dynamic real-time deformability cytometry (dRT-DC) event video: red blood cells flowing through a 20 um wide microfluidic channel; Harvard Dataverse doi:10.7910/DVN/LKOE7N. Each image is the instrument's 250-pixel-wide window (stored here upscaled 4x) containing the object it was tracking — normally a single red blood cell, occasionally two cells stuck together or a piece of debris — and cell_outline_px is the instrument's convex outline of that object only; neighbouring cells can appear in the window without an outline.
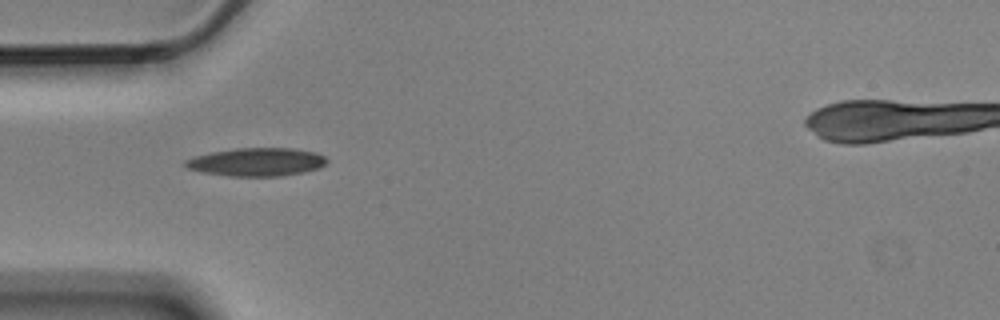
{"species": "Egyptian fruit bat (a non-hibernating species)", "species_latin": "Rousettus aegyptiacus", "temperature_condition": "cold", "stored_images_in_passage": 4, "camera_frame_rate_fps": 3000, "um_per_image_px": 0.085, "animal": {"sex": "male"}, "frame": {"image": 1, "passage_image": 1, "time_ms": 0.0, "image_size_px": [1000, 320], "cell_outline_px": [[328, 160], [320, 168], [280, 176], [228, 176], [200, 172], [188, 168], [184, 164], [184, 160], [192, 156], [212, 152], [236, 148], [292, 148], [316, 152], [324, 156]], "centroid_in_image_um": [21.78, 13.76], "position_along_channel_um": 63.2, "area_um2": 23.29}}
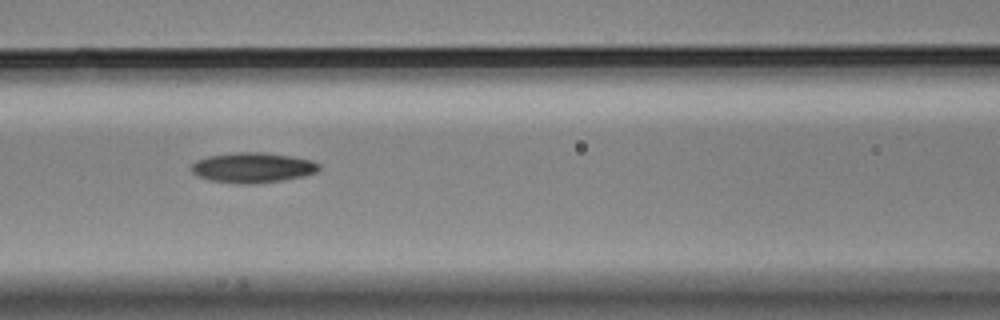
{"frame": {"image": 2, "passage_image": 3, "time_ms": 0.667, "image_size_px": [1000, 320], "cell_outline_px": [[320, 168], [316, 172], [304, 176], [284, 180], [252, 184], [240, 184], [212, 180], [196, 176], [192, 172], [192, 164], [196, 160], [208, 156], [236, 152], [264, 152], [292, 156], [312, 160], [320, 164]], "centroid_in_image_um": [21.5, 14.24], "position_along_channel_um": 145.1, "area_um2": 22.54}}
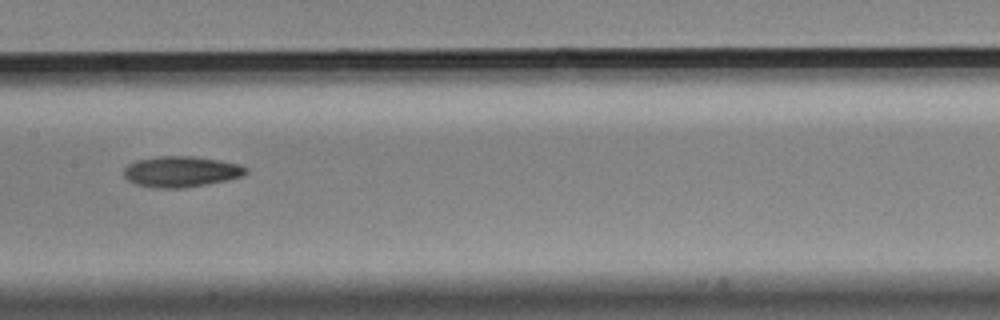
{"frame": {"image": 3, "passage_image": 4, "time_ms": 1.0, "image_size_px": [1000, 320], "cell_outline_px": [[248, 172], [244, 176], [228, 180], [180, 188], [152, 188], [136, 184], [128, 180], [124, 176], [124, 168], [128, 164], [136, 160], [156, 156], [196, 156], [220, 160], [240, 164], [248, 168]], "centroid_in_image_um": [15.41, 14.58], "position_along_channel_um": 192.0, "area_um2": 22.14}}